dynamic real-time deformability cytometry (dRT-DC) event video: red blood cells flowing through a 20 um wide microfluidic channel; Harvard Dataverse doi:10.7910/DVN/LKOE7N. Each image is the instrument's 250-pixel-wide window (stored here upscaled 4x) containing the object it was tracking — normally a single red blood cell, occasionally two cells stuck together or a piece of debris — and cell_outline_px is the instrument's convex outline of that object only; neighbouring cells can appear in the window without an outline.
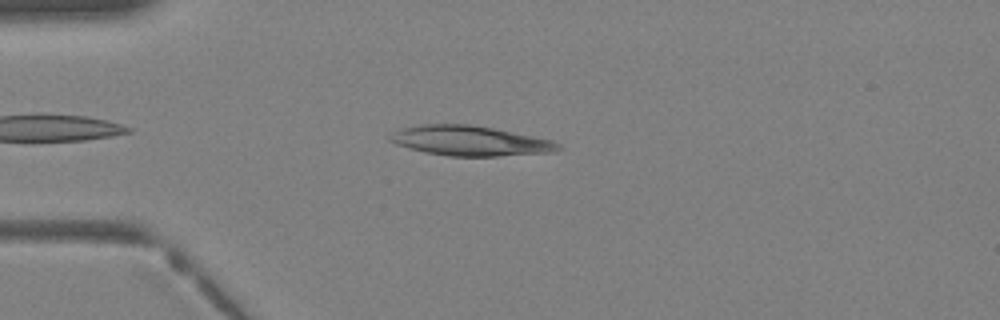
{"species": "Egyptian fruit bat (a non-hibernating species)", "species_latin": "Rousettus aegyptiacus", "temperature_condition": "warm", "stored_images_in_passage": 33, "camera_frame_rate_fps": 3000, "um_per_image_px": 0.085, "animal": {"sex": "female"}, "frame": {"image": 1, "passage_image": 4, "time_ms": 1.0, "image_size_px": [1000, 320], "cell_outline_px": [[564, 148], [556, 152], [500, 156], [448, 156], [424, 152], [396, 144], [388, 140], [388, 136], [392, 132], [404, 128], [424, 124], [468, 124], [492, 128], [552, 140], [560, 144]], "centroid_in_image_um": [39.98, 11.98], "position_along_channel_um": 45.0, "area_um2": 29.3}}
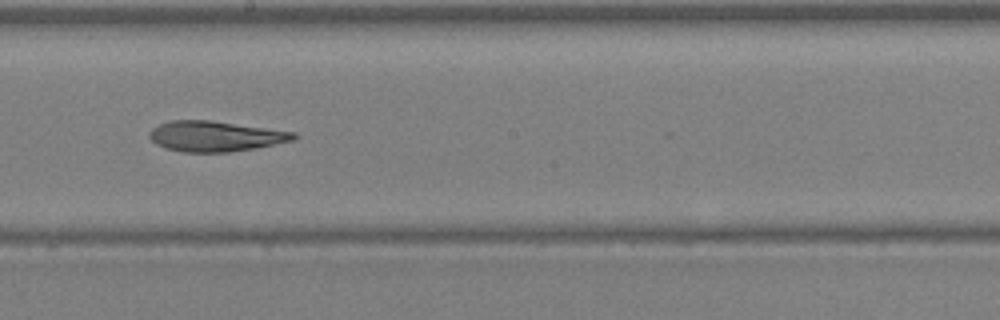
{"frame": {"image": 2, "passage_image": 16, "time_ms": 5.0, "image_size_px": [1000, 320], "cell_outline_px": [[300, 136], [296, 140], [256, 148], [228, 152], [184, 152], [168, 148], [156, 144], [148, 136], [148, 132], [152, 128], [160, 124], [172, 120], [208, 120], [296, 132]], "centroid_in_image_um": [18.34, 11.58], "position_along_channel_um": 229.9, "area_um2": 25.55}}
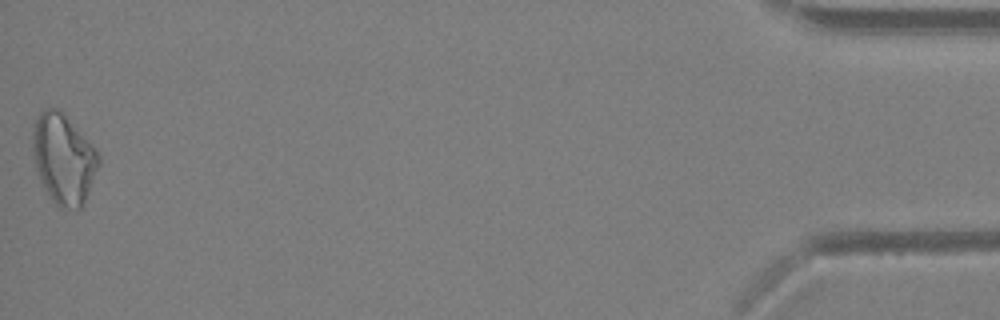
{"frame": {"image": 3, "passage_image": 33, "time_ms": 10.667, "image_size_px": [1000, 320], "cell_outline_px": [[100, 164], [84, 204], [76, 212], [60, 208], [52, 200], [44, 188], [40, 180], [36, 168], [32, 148], [32, 132], [36, 120], [40, 112], [44, 108], [60, 108], [96, 148], [100, 156]], "centroid_in_image_um": [5.42, 13.52], "position_along_channel_um": 429.8, "area_um2": 35.14}}